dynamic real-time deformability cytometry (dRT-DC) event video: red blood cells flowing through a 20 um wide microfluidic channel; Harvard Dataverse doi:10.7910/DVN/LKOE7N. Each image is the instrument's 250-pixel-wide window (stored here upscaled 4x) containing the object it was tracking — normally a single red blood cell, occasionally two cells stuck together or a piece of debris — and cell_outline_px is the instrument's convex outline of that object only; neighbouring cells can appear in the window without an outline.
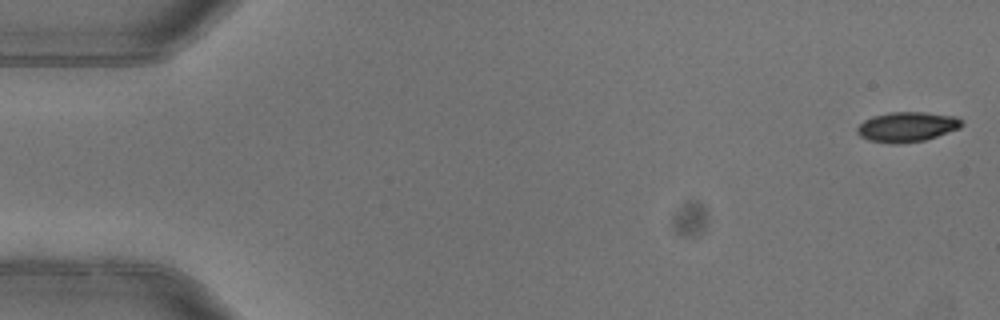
{"species": "common noctule bat (a hibernating species)", "species_latin": "Nyctalus noctula", "temperature_condition": "warm", "stored_images_in_passage": 4, "camera_frame_rate_fps": 3000, "um_per_image_px": 0.085, "animal": {"sex": "female"}, "frame": {"image": 1, "passage_image": 1, "time_ms": 0.0, "image_size_px": [1000, 320], "cell_outline_px": [[964, 124], [960, 128], [924, 140], [900, 144], [892, 144], [868, 140], [860, 136], [856, 132], [856, 128], [864, 120], [872, 116], [888, 112], [924, 112], [956, 116], [964, 120]], "centroid_in_image_um": [77.09, 10.78], "position_along_channel_um": 7.9, "area_um2": 18.44}}
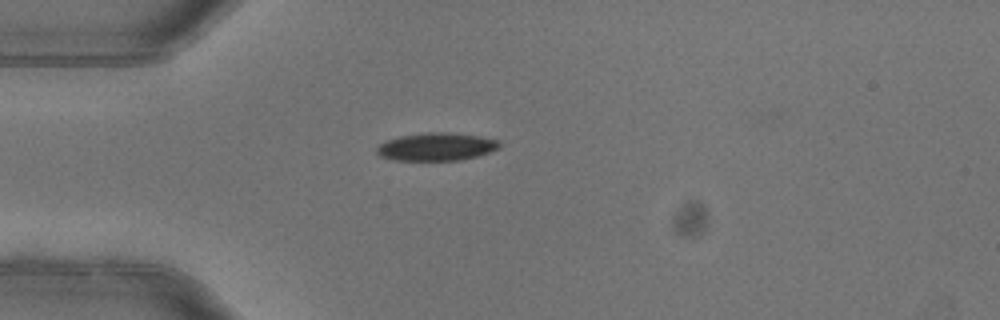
{"frame": {"image": 2, "passage_image": 4, "time_ms": 1.0, "image_size_px": [1000, 320], "cell_outline_px": [[500, 148], [476, 156], [460, 160], [396, 160], [380, 156], [376, 152], [376, 148], [384, 140], [400, 136], [424, 132], [448, 132], [480, 136], [496, 140], [500, 144]], "centroid_in_image_um": [37.06, 12.46], "position_along_channel_um": 47.9, "area_um2": 19.88}}